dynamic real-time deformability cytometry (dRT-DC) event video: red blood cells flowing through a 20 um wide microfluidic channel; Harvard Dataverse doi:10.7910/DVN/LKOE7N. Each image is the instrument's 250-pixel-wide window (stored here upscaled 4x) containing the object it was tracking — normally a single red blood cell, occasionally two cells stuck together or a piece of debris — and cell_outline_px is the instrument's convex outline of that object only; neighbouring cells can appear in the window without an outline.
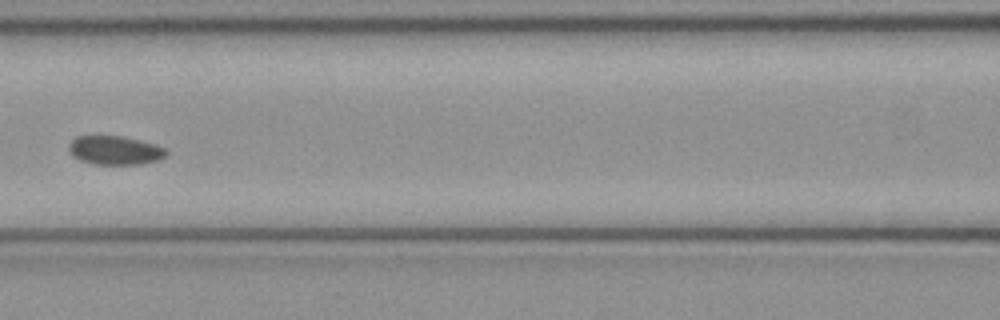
{"species": "common noctule bat (a hibernating species)", "species_latin": "Nyctalus noctula", "temperature_condition": "cold", "stored_images_in_passage": 8, "camera_frame_rate_fps": 3000, "um_per_image_px": 0.085, "animal": {"sex": "female", "body_mass_g": 21.9}, "frame": {"image": 1, "passage_image": 7, "time_ms": 2.0, "image_size_px": [1000, 320], "cell_outline_px": [[168, 152], [160, 160], [140, 164], [92, 164], [80, 160], [72, 156], [68, 152], [68, 144], [76, 136], [124, 136], [156, 144], [168, 148]], "centroid_in_image_um": [9.77, 12.77], "position_along_channel_um": 156.8, "area_um2": 16.65}}
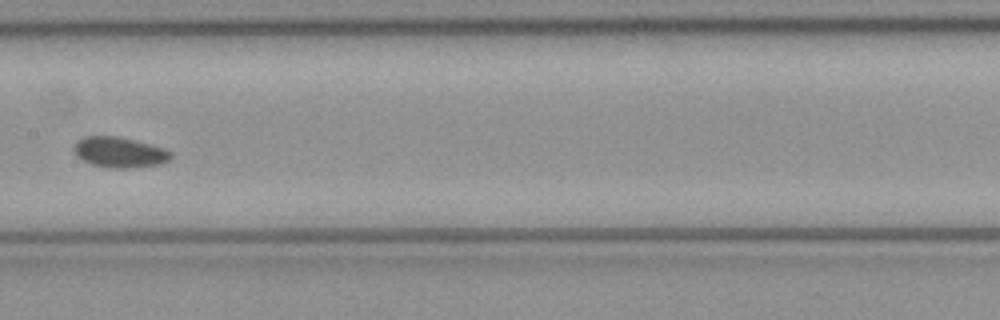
{"frame": {"image": 2, "passage_image": 8, "time_ms": 2.333, "image_size_px": [1000, 320], "cell_outline_px": [[172, 156], [168, 160], [160, 164], [128, 168], [112, 168], [92, 164], [76, 156], [72, 148], [76, 140], [84, 136], [116, 136], [164, 148], [172, 152]], "centroid_in_image_um": [10.12, 12.94], "position_along_channel_um": 197.3, "area_um2": 17.11}}